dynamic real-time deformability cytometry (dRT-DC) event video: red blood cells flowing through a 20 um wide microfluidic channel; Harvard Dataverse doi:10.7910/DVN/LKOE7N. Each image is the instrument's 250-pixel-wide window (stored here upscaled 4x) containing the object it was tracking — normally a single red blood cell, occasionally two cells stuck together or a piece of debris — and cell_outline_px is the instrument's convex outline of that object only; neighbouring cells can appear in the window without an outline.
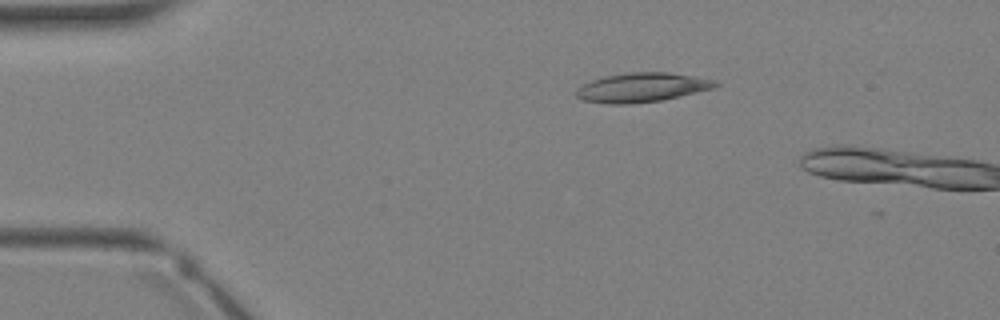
{"species": "Egyptian fruit bat (a non-hibernating species)", "species_latin": "Rousettus aegyptiacus", "temperature_condition": "warm", "stored_images_in_passage": 2, "camera_frame_rate_fps": 3000, "um_per_image_px": 0.085, "animal": {"sex": "female"}, "frame": {"image": 1, "passage_image": 1, "time_ms": 0.0, "image_size_px": [1000, 320], "cell_outline_px": [[720, 84], [716, 88], [680, 96], [660, 100], [632, 104], [608, 104], [584, 100], [576, 96], [576, 92], [584, 84], [592, 80], [604, 76], [628, 72], [668, 72], [716, 80]], "centroid_in_image_um": [54.6, 7.43], "position_along_channel_um": 30.4, "area_um2": 23.64}}